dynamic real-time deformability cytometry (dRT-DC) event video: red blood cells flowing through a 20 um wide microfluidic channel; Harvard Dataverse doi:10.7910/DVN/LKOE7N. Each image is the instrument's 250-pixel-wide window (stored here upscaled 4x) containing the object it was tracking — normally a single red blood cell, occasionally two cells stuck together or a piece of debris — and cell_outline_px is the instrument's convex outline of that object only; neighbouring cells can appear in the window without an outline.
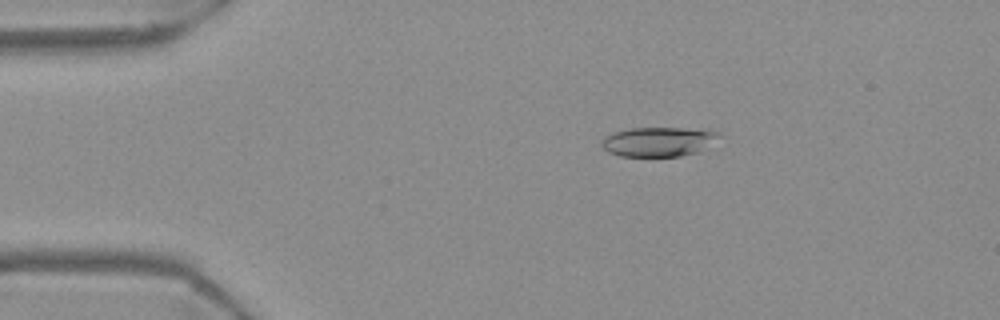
{"species": "Egyptian fruit bat (a non-hibernating species)", "species_latin": "Rousettus aegyptiacus", "temperature_condition": "warm", "stored_images_in_passage": 47, "camera_frame_rate_fps": 3000, "um_per_image_px": 0.085, "frame": {"image": 1, "passage_image": 2, "time_ms": 0.333, "image_size_px": [1000, 320], "cell_outline_px": [[720, 136], [696, 152], [680, 156], [620, 156], [608, 152], [600, 144], [604, 136], [612, 132], [628, 128], [708, 128], [716, 132]], "centroid_in_image_um": [55.91, 12.02], "position_along_channel_um": 29.1, "area_um2": 20.11}}
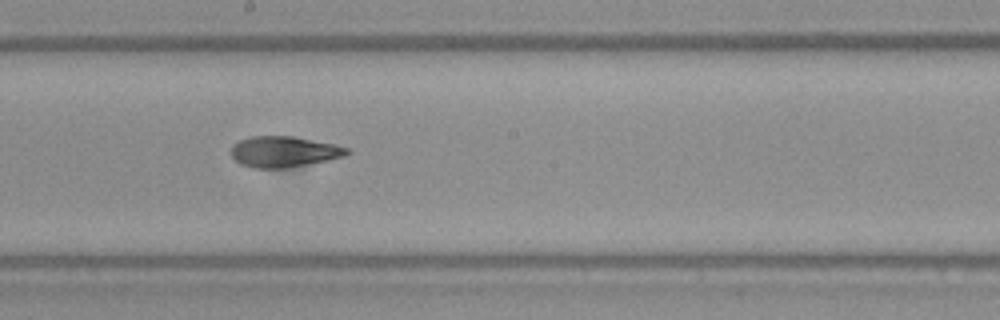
{"frame": {"image": 2, "passage_image": 22, "time_ms": 7.0, "image_size_px": [1000, 320], "cell_outline_px": [[352, 152], [344, 156], [328, 160], [288, 168], [252, 168], [240, 164], [232, 156], [232, 144], [240, 140], [252, 136], [292, 136], [336, 144], [348, 148]], "centroid_in_image_um": [24.15, 12.89], "position_along_channel_um": 224.1, "area_um2": 20.92}}
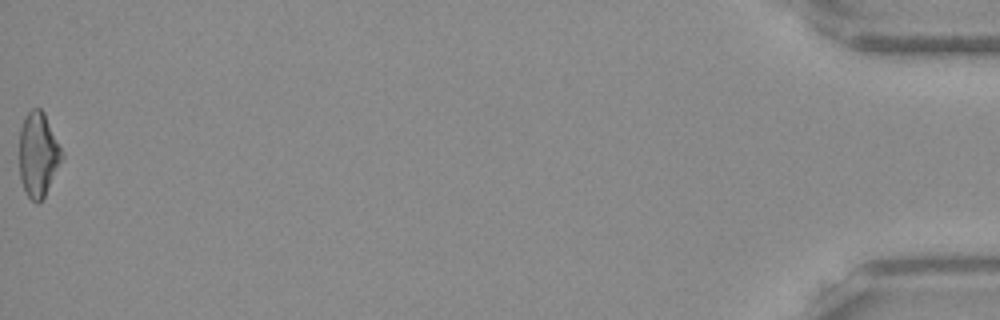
{"frame": {"image": 3, "passage_image": 47, "time_ms": 15.333, "image_size_px": [1000, 320], "cell_outline_px": [[64, 156], [44, 196], [36, 204], [28, 196], [20, 180], [20, 128], [24, 116], [32, 108], [40, 108], [44, 112], [64, 152]], "centroid_in_image_um": [3.25, 13.1], "position_along_channel_um": 431.9, "area_um2": 20.92}, "authors_computed_cell_mechanics": {"area_um2": 20.9236, "velocity_mm_per_s": 3.7278, "shape_relaxation_time_tau1_ms": 10.9085, "shape_relaxation_time_tau2_ms": 2.7366, "deformation_change_tau1": 0.2566, "deformation_change_tau2": 0.0998}}